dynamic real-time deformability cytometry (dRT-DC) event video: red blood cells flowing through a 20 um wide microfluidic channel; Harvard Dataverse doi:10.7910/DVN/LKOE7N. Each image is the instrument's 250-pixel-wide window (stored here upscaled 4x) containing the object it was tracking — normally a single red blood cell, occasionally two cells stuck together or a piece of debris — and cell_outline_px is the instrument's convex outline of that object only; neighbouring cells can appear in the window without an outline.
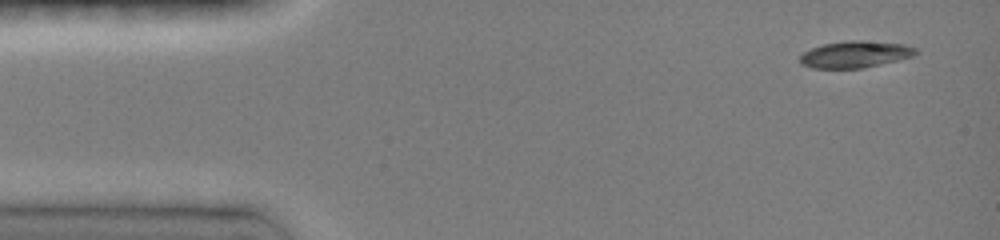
{"species": "common noctule bat (a hibernating species)", "species_latin": "Nyctalus noctula", "temperature_condition": "room temperature", "stored_images_in_passage": 7, "camera_frame_rate_fps": 3000, "um_per_image_px": 0.085, "animal": {"sex": "female", "body_mass_g": 19.0, "forearm_length_mm": 51.5}, "frame": {"image": 1, "passage_image": 1, "time_ms": 0.0, "image_size_px": [1000, 240], "cell_outline_px": [[916, 52], [912, 56], [864, 68], [812, 68], [800, 64], [800, 56], [804, 52], [812, 48], [824, 44], [848, 40], [860, 40], [904, 44], [916, 48]], "centroid_in_image_um": [72.65, 4.62], "position_along_channel_um": 12.3, "area_um2": 17.8}}
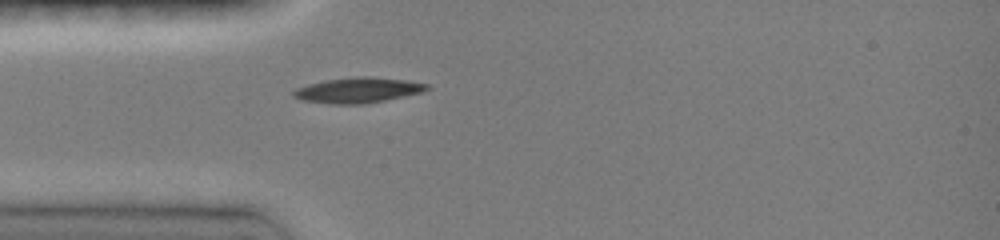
{"frame": {"image": 2, "passage_image": 7, "time_ms": 3.333, "image_size_px": [1000, 240], "cell_outline_px": [[432, 88], [424, 92], [364, 104], [332, 104], [304, 100], [292, 96], [292, 92], [296, 88], [308, 84], [324, 80], [356, 76], [372, 76], [404, 80], [428, 84]], "centroid_in_image_um": [30.44, 7.66], "position_along_channel_um": 54.6, "area_um2": 19.77}}